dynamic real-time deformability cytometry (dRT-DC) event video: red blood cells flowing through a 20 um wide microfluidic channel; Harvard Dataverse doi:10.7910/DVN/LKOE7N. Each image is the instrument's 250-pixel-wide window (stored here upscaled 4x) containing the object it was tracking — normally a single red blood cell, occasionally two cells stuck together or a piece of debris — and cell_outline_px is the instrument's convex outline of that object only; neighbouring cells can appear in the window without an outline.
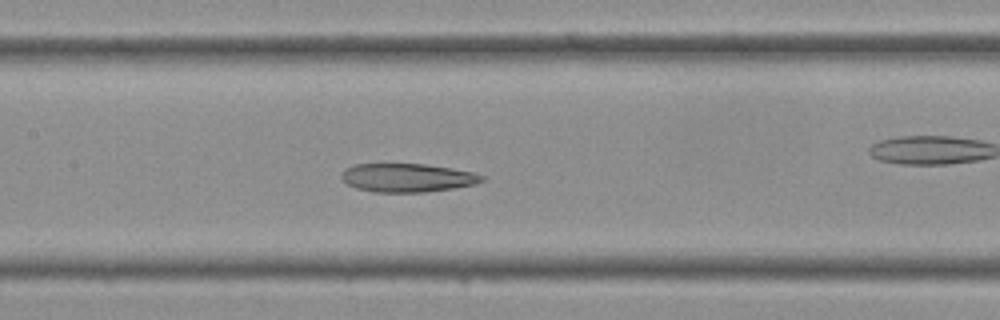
{"species": "Egyptian fruit bat (a non-hibernating species)", "species_latin": "Rousettus aegyptiacus", "temperature_condition": "cold", "stored_images_in_passage": 42, "camera_frame_rate_fps": 3000, "um_per_image_px": 0.085, "frame": {"image": 1, "passage_image": 19, "time_ms": 6.0, "image_size_px": [1000, 320], "cell_outline_px": [[484, 180], [476, 184], [452, 188], [424, 192], [372, 192], [356, 188], [348, 184], [340, 176], [352, 164], [424, 164], [472, 172], [484, 176]], "centroid_in_image_um": [34.61, 15.11], "position_along_channel_um": 172.8, "area_um2": 23.06}}